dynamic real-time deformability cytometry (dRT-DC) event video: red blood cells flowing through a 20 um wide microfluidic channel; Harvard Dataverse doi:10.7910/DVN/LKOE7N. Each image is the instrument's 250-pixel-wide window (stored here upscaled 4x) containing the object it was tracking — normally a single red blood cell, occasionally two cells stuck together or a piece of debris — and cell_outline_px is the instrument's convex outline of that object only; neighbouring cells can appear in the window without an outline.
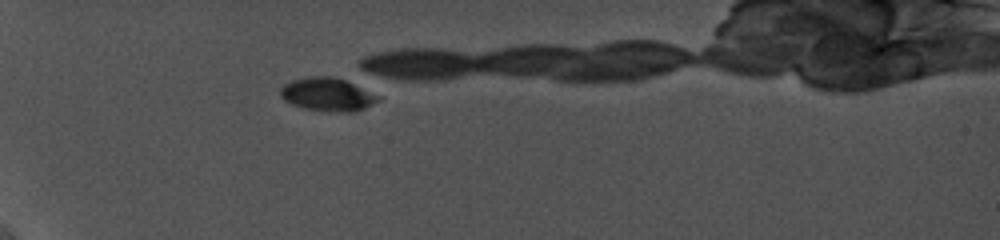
{"species": "common noctule bat (a hibernating species)", "species_latin": "Nyctalus noctula", "temperature_condition": "cold", "stored_images_in_passage": 33, "camera_frame_rate_fps": 5000, "um_per_image_px": 0.085, "animal": {"sex": "female", "body_mass_g": 19.0, "forearm_length_mm": 56.7}, "frame": {"image": 1, "passage_image": 1, "time_ms": 0.0, "image_size_px": [1000, 240], "cell_outline_px": [[380, 100], [356, 112], [340, 112], [304, 108], [292, 104], [284, 100], [280, 96], [280, 88], [284, 84], [292, 80], [308, 76], [332, 76], [344, 80], [380, 96]], "centroid_in_image_um": [27.81, 8.02], "position_along_channel_um": 57.2, "area_um2": 18.79}}
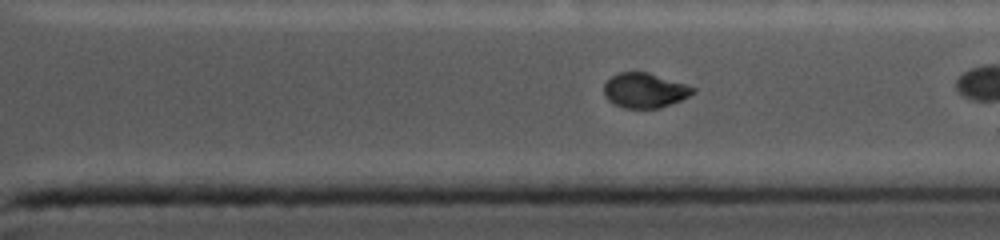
{"frame": {"image": 2, "passage_image": 28, "time_ms": 8.8, "image_size_px": [1000, 240], "cell_outline_px": [[696, 92], [680, 100], [660, 108], [624, 108], [608, 100], [604, 96], [604, 84], [612, 76], [620, 72], [648, 72], [696, 88]], "centroid_in_image_um": [54.79, 7.69], "position_along_channel_um": 356.6, "area_um2": 17.86}}